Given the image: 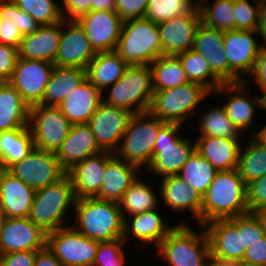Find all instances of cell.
Returning a JSON list of instances; mask_svg holds the SVG:
<instances>
[{
	"label": "cell",
	"instance_id": "obj_1",
	"mask_svg": "<svg viewBox=\"0 0 266 266\" xmlns=\"http://www.w3.org/2000/svg\"><path fill=\"white\" fill-rule=\"evenodd\" d=\"M73 212L72 226L85 237L97 242L123 238L124 218L118 202L82 198L76 200Z\"/></svg>",
	"mask_w": 266,
	"mask_h": 266
},
{
	"label": "cell",
	"instance_id": "obj_2",
	"mask_svg": "<svg viewBox=\"0 0 266 266\" xmlns=\"http://www.w3.org/2000/svg\"><path fill=\"white\" fill-rule=\"evenodd\" d=\"M247 212L246 184L237 169L218 171L202 196V225Z\"/></svg>",
	"mask_w": 266,
	"mask_h": 266
},
{
	"label": "cell",
	"instance_id": "obj_3",
	"mask_svg": "<svg viewBox=\"0 0 266 266\" xmlns=\"http://www.w3.org/2000/svg\"><path fill=\"white\" fill-rule=\"evenodd\" d=\"M198 228L201 232H196L188 221L177 223L156 248L159 259L169 266H207L211 256L209 239L204 226Z\"/></svg>",
	"mask_w": 266,
	"mask_h": 266
},
{
	"label": "cell",
	"instance_id": "obj_4",
	"mask_svg": "<svg viewBox=\"0 0 266 266\" xmlns=\"http://www.w3.org/2000/svg\"><path fill=\"white\" fill-rule=\"evenodd\" d=\"M75 202L73 184L66 174L57 182L35 190L28 218L46 233L52 232L70 224L66 218L71 219L69 211L72 213Z\"/></svg>",
	"mask_w": 266,
	"mask_h": 266
},
{
	"label": "cell",
	"instance_id": "obj_5",
	"mask_svg": "<svg viewBox=\"0 0 266 266\" xmlns=\"http://www.w3.org/2000/svg\"><path fill=\"white\" fill-rule=\"evenodd\" d=\"M108 89L109 93L102 92L105 104L124 108L133 114L147 112L154 93L150 66L129 65L123 76Z\"/></svg>",
	"mask_w": 266,
	"mask_h": 266
},
{
	"label": "cell",
	"instance_id": "obj_6",
	"mask_svg": "<svg viewBox=\"0 0 266 266\" xmlns=\"http://www.w3.org/2000/svg\"><path fill=\"white\" fill-rule=\"evenodd\" d=\"M210 95L212 93L203 85L187 82L177 87L155 91L148 111L163 122L182 125Z\"/></svg>",
	"mask_w": 266,
	"mask_h": 266
},
{
	"label": "cell",
	"instance_id": "obj_7",
	"mask_svg": "<svg viewBox=\"0 0 266 266\" xmlns=\"http://www.w3.org/2000/svg\"><path fill=\"white\" fill-rule=\"evenodd\" d=\"M115 51L128 65H150L163 55L158 24L146 18L125 21Z\"/></svg>",
	"mask_w": 266,
	"mask_h": 266
},
{
	"label": "cell",
	"instance_id": "obj_8",
	"mask_svg": "<svg viewBox=\"0 0 266 266\" xmlns=\"http://www.w3.org/2000/svg\"><path fill=\"white\" fill-rule=\"evenodd\" d=\"M164 123L149 111L133 114L114 154L144 172L152 162L157 132Z\"/></svg>",
	"mask_w": 266,
	"mask_h": 266
},
{
	"label": "cell",
	"instance_id": "obj_9",
	"mask_svg": "<svg viewBox=\"0 0 266 266\" xmlns=\"http://www.w3.org/2000/svg\"><path fill=\"white\" fill-rule=\"evenodd\" d=\"M183 125L165 122L157 132L153 159L144 172L161 177L176 175L195 152V140L177 134Z\"/></svg>",
	"mask_w": 266,
	"mask_h": 266
},
{
	"label": "cell",
	"instance_id": "obj_10",
	"mask_svg": "<svg viewBox=\"0 0 266 266\" xmlns=\"http://www.w3.org/2000/svg\"><path fill=\"white\" fill-rule=\"evenodd\" d=\"M71 125L58 106L38 104L29 108L28 126L35 149L56 153L68 136Z\"/></svg>",
	"mask_w": 266,
	"mask_h": 266
},
{
	"label": "cell",
	"instance_id": "obj_11",
	"mask_svg": "<svg viewBox=\"0 0 266 266\" xmlns=\"http://www.w3.org/2000/svg\"><path fill=\"white\" fill-rule=\"evenodd\" d=\"M46 246L63 266H93L99 242L68 225L47 233Z\"/></svg>",
	"mask_w": 266,
	"mask_h": 266
},
{
	"label": "cell",
	"instance_id": "obj_12",
	"mask_svg": "<svg viewBox=\"0 0 266 266\" xmlns=\"http://www.w3.org/2000/svg\"><path fill=\"white\" fill-rule=\"evenodd\" d=\"M257 36L259 35L255 31H224L223 46L228 58V83L251 82L249 75L262 45L261 42L258 43Z\"/></svg>",
	"mask_w": 266,
	"mask_h": 266
},
{
	"label": "cell",
	"instance_id": "obj_13",
	"mask_svg": "<svg viewBox=\"0 0 266 266\" xmlns=\"http://www.w3.org/2000/svg\"><path fill=\"white\" fill-rule=\"evenodd\" d=\"M7 170L34 190L55 183L67 174L55 153L35 148L27 157L14 163Z\"/></svg>",
	"mask_w": 266,
	"mask_h": 266
},
{
	"label": "cell",
	"instance_id": "obj_14",
	"mask_svg": "<svg viewBox=\"0 0 266 266\" xmlns=\"http://www.w3.org/2000/svg\"><path fill=\"white\" fill-rule=\"evenodd\" d=\"M248 86L251 85L244 81L222 84L212 94L225 95L226 103L222 106L228 118L242 133L247 130L252 135L258 127L253 120L256 107L262 109V96H251Z\"/></svg>",
	"mask_w": 266,
	"mask_h": 266
},
{
	"label": "cell",
	"instance_id": "obj_15",
	"mask_svg": "<svg viewBox=\"0 0 266 266\" xmlns=\"http://www.w3.org/2000/svg\"><path fill=\"white\" fill-rule=\"evenodd\" d=\"M133 113L101 102L88 122L101 151L115 153Z\"/></svg>",
	"mask_w": 266,
	"mask_h": 266
},
{
	"label": "cell",
	"instance_id": "obj_16",
	"mask_svg": "<svg viewBox=\"0 0 266 266\" xmlns=\"http://www.w3.org/2000/svg\"><path fill=\"white\" fill-rule=\"evenodd\" d=\"M54 66L43 60L18 58L9 83L29 107L38 105L42 102Z\"/></svg>",
	"mask_w": 266,
	"mask_h": 266
},
{
	"label": "cell",
	"instance_id": "obj_17",
	"mask_svg": "<svg viewBox=\"0 0 266 266\" xmlns=\"http://www.w3.org/2000/svg\"><path fill=\"white\" fill-rule=\"evenodd\" d=\"M201 16L197 5L188 13L158 23L163 55H178L193 49Z\"/></svg>",
	"mask_w": 266,
	"mask_h": 266
},
{
	"label": "cell",
	"instance_id": "obj_18",
	"mask_svg": "<svg viewBox=\"0 0 266 266\" xmlns=\"http://www.w3.org/2000/svg\"><path fill=\"white\" fill-rule=\"evenodd\" d=\"M95 52L115 51L124 21L116 12L90 11L76 20Z\"/></svg>",
	"mask_w": 266,
	"mask_h": 266
},
{
	"label": "cell",
	"instance_id": "obj_19",
	"mask_svg": "<svg viewBox=\"0 0 266 266\" xmlns=\"http://www.w3.org/2000/svg\"><path fill=\"white\" fill-rule=\"evenodd\" d=\"M95 54L80 24L76 20L63 19L55 65L86 69Z\"/></svg>",
	"mask_w": 266,
	"mask_h": 266
},
{
	"label": "cell",
	"instance_id": "obj_20",
	"mask_svg": "<svg viewBox=\"0 0 266 266\" xmlns=\"http://www.w3.org/2000/svg\"><path fill=\"white\" fill-rule=\"evenodd\" d=\"M158 195L171 212L189 211L195 223L202 225V196L177 174L160 178Z\"/></svg>",
	"mask_w": 266,
	"mask_h": 266
},
{
	"label": "cell",
	"instance_id": "obj_21",
	"mask_svg": "<svg viewBox=\"0 0 266 266\" xmlns=\"http://www.w3.org/2000/svg\"><path fill=\"white\" fill-rule=\"evenodd\" d=\"M46 242L47 233L28 217H7L0 237V254L42 250L46 247Z\"/></svg>",
	"mask_w": 266,
	"mask_h": 266
},
{
	"label": "cell",
	"instance_id": "obj_22",
	"mask_svg": "<svg viewBox=\"0 0 266 266\" xmlns=\"http://www.w3.org/2000/svg\"><path fill=\"white\" fill-rule=\"evenodd\" d=\"M159 208L127 216L124 219L123 239L127 243L129 238L142 242L146 248L155 246L156 249L162 240L177 226L170 225L164 216H161ZM160 213V214H159Z\"/></svg>",
	"mask_w": 266,
	"mask_h": 266
},
{
	"label": "cell",
	"instance_id": "obj_23",
	"mask_svg": "<svg viewBox=\"0 0 266 266\" xmlns=\"http://www.w3.org/2000/svg\"><path fill=\"white\" fill-rule=\"evenodd\" d=\"M210 244V257L241 262L245 254L242 231L230 219H217L203 225Z\"/></svg>",
	"mask_w": 266,
	"mask_h": 266
},
{
	"label": "cell",
	"instance_id": "obj_24",
	"mask_svg": "<svg viewBox=\"0 0 266 266\" xmlns=\"http://www.w3.org/2000/svg\"><path fill=\"white\" fill-rule=\"evenodd\" d=\"M113 153L101 151L75 164L67 174L70 176L76 200L94 198L98 195L104 180L106 162Z\"/></svg>",
	"mask_w": 266,
	"mask_h": 266
},
{
	"label": "cell",
	"instance_id": "obj_25",
	"mask_svg": "<svg viewBox=\"0 0 266 266\" xmlns=\"http://www.w3.org/2000/svg\"><path fill=\"white\" fill-rule=\"evenodd\" d=\"M35 190L7 169L0 172V210L9 218H26Z\"/></svg>",
	"mask_w": 266,
	"mask_h": 266
},
{
	"label": "cell",
	"instance_id": "obj_26",
	"mask_svg": "<svg viewBox=\"0 0 266 266\" xmlns=\"http://www.w3.org/2000/svg\"><path fill=\"white\" fill-rule=\"evenodd\" d=\"M94 134L88 123L72 124L66 139L55 153L61 166L70 170L87 157L100 153Z\"/></svg>",
	"mask_w": 266,
	"mask_h": 266
},
{
	"label": "cell",
	"instance_id": "obj_27",
	"mask_svg": "<svg viewBox=\"0 0 266 266\" xmlns=\"http://www.w3.org/2000/svg\"><path fill=\"white\" fill-rule=\"evenodd\" d=\"M61 34L62 21L39 26L33 33L23 36L18 48L19 58L43 60L55 65Z\"/></svg>",
	"mask_w": 266,
	"mask_h": 266
},
{
	"label": "cell",
	"instance_id": "obj_28",
	"mask_svg": "<svg viewBox=\"0 0 266 266\" xmlns=\"http://www.w3.org/2000/svg\"><path fill=\"white\" fill-rule=\"evenodd\" d=\"M39 24L13 0H0V43L19 48L23 36L37 30Z\"/></svg>",
	"mask_w": 266,
	"mask_h": 266
},
{
	"label": "cell",
	"instance_id": "obj_29",
	"mask_svg": "<svg viewBox=\"0 0 266 266\" xmlns=\"http://www.w3.org/2000/svg\"><path fill=\"white\" fill-rule=\"evenodd\" d=\"M223 39L224 31L201 23L196 32L193 49L209 62L212 72L227 84L228 58L224 52Z\"/></svg>",
	"mask_w": 266,
	"mask_h": 266
},
{
	"label": "cell",
	"instance_id": "obj_30",
	"mask_svg": "<svg viewBox=\"0 0 266 266\" xmlns=\"http://www.w3.org/2000/svg\"><path fill=\"white\" fill-rule=\"evenodd\" d=\"M143 171L115 154L106 162L104 180L98 195L100 200L119 202L137 176Z\"/></svg>",
	"mask_w": 266,
	"mask_h": 266
},
{
	"label": "cell",
	"instance_id": "obj_31",
	"mask_svg": "<svg viewBox=\"0 0 266 266\" xmlns=\"http://www.w3.org/2000/svg\"><path fill=\"white\" fill-rule=\"evenodd\" d=\"M242 140L212 136L197 137L195 150L208 160L217 171L237 169Z\"/></svg>",
	"mask_w": 266,
	"mask_h": 266
},
{
	"label": "cell",
	"instance_id": "obj_32",
	"mask_svg": "<svg viewBox=\"0 0 266 266\" xmlns=\"http://www.w3.org/2000/svg\"><path fill=\"white\" fill-rule=\"evenodd\" d=\"M102 102V92L87 79L58 106L71 124L88 123Z\"/></svg>",
	"mask_w": 266,
	"mask_h": 266
},
{
	"label": "cell",
	"instance_id": "obj_33",
	"mask_svg": "<svg viewBox=\"0 0 266 266\" xmlns=\"http://www.w3.org/2000/svg\"><path fill=\"white\" fill-rule=\"evenodd\" d=\"M128 66L116 51L96 52L86 68V79L103 92L123 76Z\"/></svg>",
	"mask_w": 266,
	"mask_h": 266
},
{
	"label": "cell",
	"instance_id": "obj_34",
	"mask_svg": "<svg viewBox=\"0 0 266 266\" xmlns=\"http://www.w3.org/2000/svg\"><path fill=\"white\" fill-rule=\"evenodd\" d=\"M85 80L86 69L55 65L40 104L59 106L61 102Z\"/></svg>",
	"mask_w": 266,
	"mask_h": 266
},
{
	"label": "cell",
	"instance_id": "obj_35",
	"mask_svg": "<svg viewBox=\"0 0 266 266\" xmlns=\"http://www.w3.org/2000/svg\"><path fill=\"white\" fill-rule=\"evenodd\" d=\"M29 108L9 82L0 83V132L27 127Z\"/></svg>",
	"mask_w": 266,
	"mask_h": 266
},
{
	"label": "cell",
	"instance_id": "obj_36",
	"mask_svg": "<svg viewBox=\"0 0 266 266\" xmlns=\"http://www.w3.org/2000/svg\"><path fill=\"white\" fill-rule=\"evenodd\" d=\"M29 126L0 132V164L8 169L14 163L27 157L34 149Z\"/></svg>",
	"mask_w": 266,
	"mask_h": 266
},
{
	"label": "cell",
	"instance_id": "obj_37",
	"mask_svg": "<svg viewBox=\"0 0 266 266\" xmlns=\"http://www.w3.org/2000/svg\"><path fill=\"white\" fill-rule=\"evenodd\" d=\"M148 184L150 183L142 180L139 174L125 191L121 200L118 202L124 219L127 216L151 211L160 207V202L158 204L160 197L151 188L153 186Z\"/></svg>",
	"mask_w": 266,
	"mask_h": 266
},
{
	"label": "cell",
	"instance_id": "obj_38",
	"mask_svg": "<svg viewBox=\"0 0 266 266\" xmlns=\"http://www.w3.org/2000/svg\"><path fill=\"white\" fill-rule=\"evenodd\" d=\"M153 91L165 90L183 85L188 81L182 63L176 55H162L150 65Z\"/></svg>",
	"mask_w": 266,
	"mask_h": 266
},
{
	"label": "cell",
	"instance_id": "obj_39",
	"mask_svg": "<svg viewBox=\"0 0 266 266\" xmlns=\"http://www.w3.org/2000/svg\"><path fill=\"white\" fill-rule=\"evenodd\" d=\"M203 115L197 124L199 129V136H212L218 138H229L234 140H241L243 133L231 122L228 118L223 106L210 107L204 110Z\"/></svg>",
	"mask_w": 266,
	"mask_h": 266
},
{
	"label": "cell",
	"instance_id": "obj_40",
	"mask_svg": "<svg viewBox=\"0 0 266 266\" xmlns=\"http://www.w3.org/2000/svg\"><path fill=\"white\" fill-rule=\"evenodd\" d=\"M201 23L222 31L235 30L234 0H197Z\"/></svg>",
	"mask_w": 266,
	"mask_h": 266
},
{
	"label": "cell",
	"instance_id": "obj_41",
	"mask_svg": "<svg viewBox=\"0 0 266 266\" xmlns=\"http://www.w3.org/2000/svg\"><path fill=\"white\" fill-rule=\"evenodd\" d=\"M217 172L213 165L195 150L177 175L203 196Z\"/></svg>",
	"mask_w": 266,
	"mask_h": 266
},
{
	"label": "cell",
	"instance_id": "obj_42",
	"mask_svg": "<svg viewBox=\"0 0 266 266\" xmlns=\"http://www.w3.org/2000/svg\"><path fill=\"white\" fill-rule=\"evenodd\" d=\"M185 70L188 81L203 85L213 93L224 84L211 70L209 62L194 49L177 55Z\"/></svg>",
	"mask_w": 266,
	"mask_h": 266
},
{
	"label": "cell",
	"instance_id": "obj_43",
	"mask_svg": "<svg viewBox=\"0 0 266 266\" xmlns=\"http://www.w3.org/2000/svg\"><path fill=\"white\" fill-rule=\"evenodd\" d=\"M247 145L245 149L241 147L237 165V171L245 184L266 175V148L252 137Z\"/></svg>",
	"mask_w": 266,
	"mask_h": 266
},
{
	"label": "cell",
	"instance_id": "obj_44",
	"mask_svg": "<svg viewBox=\"0 0 266 266\" xmlns=\"http://www.w3.org/2000/svg\"><path fill=\"white\" fill-rule=\"evenodd\" d=\"M197 0H149L146 19L158 24L190 12Z\"/></svg>",
	"mask_w": 266,
	"mask_h": 266
},
{
	"label": "cell",
	"instance_id": "obj_45",
	"mask_svg": "<svg viewBox=\"0 0 266 266\" xmlns=\"http://www.w3.org/2000/svg\"><path fill=\"white\" fill-rule=\"evenodd\" d=\"M21 9L30 14L39 24L51 25L63 20L59 6L54 0H13Z\"/></svg>",
	"mask_w": 266,
	"mask_h": 266
},
{
	"label": "cell",
	"instance_id": "obj_46",
	"mask_svg": "<svg viewBox=\"0 0 266 266\" xmlns=\"http://www.w3.org/2000/svg\"><path fill=\"white\" fill-rule=\"evenodd\" d=\"M125 243L123 238L99 242L93 266H125Z\"/></svg>",
	"mask_w": 266,
	"mask_h": 266
},
{
	"label": "cell",
	"instance_id": "obj_47",
	"mask_svg": "<svg viewBox=\"0 0 266 266\" xmlns=\"http://www.w3.org/2000/svg\"><path fill=\"white\" fill-rule=\"evenodd\" d=\"M242 231L243 246L248 249L265 236L260 220L254 212L229 218Z\"/></svg>",
	"mask_w": 266,
	"mask_h": 266
},
{
	"label": "cell",
	"instance_id": "obj_48",
	"mask_svg": "<svg viewBox=\"0 0 266 266\" xmlns=\"http://www.w3.org/2000/svg\"><path fill=\"white\" fill-rule=\"evenodd\" d=\"M258 8L259 0H234L235 30L255 31Z\"/></svg>",
	"mask_w": 266,
	"mask_h": 266
},
{
	"label": "cell",
	"instance_id": "obj_49",
	"mask_svg": "<svg viewBox=\"0 0 266 266\" xmlns=\"http://www.w3.org/2000/svg\"><path fill=\"white\" fill-rule=\"evenodd\" d=\"M246 202L248 212L266 207V175L246 184Z\"/></svg>",
	"mask_w": 266,
	"mask_h": 266
},
{
	"label": "cell",
	"instance_id": "obj_50",
	"mask_svg": "<svg viewBox=\"0 0 266 266\" xmlns=\"http://www.w3.org/2000/svg\"><path fill=\"white\" fill-rule=\"evenodd\" d=\"M149 0H116V13L125 22L144 18Z\"/></svg>",
	"mask_w": 266,
	"mask_h": 266
},
{
	"label": "cell",
	"instance_id": "obj_51",
	"mask_svg": "<svg viewBox=\"0 0 266 266\" xmlns=\"http://www.w3.org/2000/svg\"><path fill=\"white\" fill-rule=\"evenodd\" d=\"M18 58V48L0 43V83L9 82Z\"/></svg>",
	"mask_w": 266,
	"mask_h": 266
},
{
	"label": "cell",
	"instance_id": "obj_52",
	"mask_svg": "<svg viewBox=\"0 0 266 266\" xmlns=\"http://www.w3.org/2000/svg\"><path fill=\"white\" fill-rule=\"evenodd\" d=\"M59 6L63 19L77 20L87 12L92 11V0H61Z\"/></svg>",
	"mask_w": 266,
	"mask_h": 266
},
{
	"label": "cell",
	"instance_id": "obj_53",
	"mask_svg": "<svg viewBox=\"0 0 266 266\" xmlns=\"http://www.w3.org/2000/svg\"><path fill=\"white\" fill-rule=\"evenodd\" d=\"M37 251L39 250L0 254V266H34Z\"/></svg>",
	"mask_w": 266,
	"mask_h": 266
},
{
	"label": "cell",
	"instance_id": "obj_54",
	"mask_svg": "<svg viewBox=\"0 0 266 266\" xmlns=\"http://www.w3.org/2000/svg\"><path fill=\"white\" fill-rule=\"evenodd\" d=\"M249 76L250 78L253 76L251 79L258 87L257 90L259 89L261 93L266 90V44L261 45L254 68Z\"/></svg>",
	"mask_w": 266,
	"mask_h": 266
},
{
	"label": "cell",
	"instance_id": "obj_55",
	"mask_svg": "<svg viewBox=\"0 0 266 266\" xmlns=\"http://www.w3.org/2000/svg\"><path fill=\"white\" fill-rule=\"evenodd\" d=\"M242 263L266 266V235L245 250Z\"/></svg>",
	"mask_w": 266,
	"mask_h": 266
},
{
	"label": "cell",
	"instance_id": "obj_56",
	"mask_svg": "<svg viewBox=\"0 0 266 266\" xmlns=\"http://www.w3.org/2000/svg\"><path fill=\"white\" fill-rule=\"evenodd\" d=\"M34 266H63L60 261L46 246L42 250L37 251Z\"/></svg>",
	"mask_w": 266,
	"mask_h": 266
},
{
	"label": "cell",
	"instance_id": "obj_57",
	"mask_svg": "<svg viewBox=\"0 0 266 266\" xmlns=\"http://www.w3.org/2000/svg\"><path fill=\"white\" fill-rule=\"evenodd\" d=\"M255 32L262 44H266V0H259L258 19Z\"/></svg>",
	"mask_w": 266,
	"mask_h": 266
},
{
	"label": "cell",
	"instance_id": "obj_58",
	"mask_svg": "<svg viewBox=\"0 0 266 266\" xmlns=\"http://www.w3.org/2000/svg\"><path fill=\"white\" fill-rule=\"evenodd\" d=\"M116 12V0H92V11Z\"/></svg>",
	"mask_w": 266,
	"mask_h": 266
},
{
	"label": "cell",
	"instance_id": "obj_59",
	"mask_svg": "<svg viewBox=\"0 0 266 266\" xmlns=\"http://www.w3.org/2000/svg\"><path fill=\"white\" fill-rule=\"evenodd\" d=\"M258 144L266 148V124L261 129L256 128L255 132L250 135Z\"/></svg>",
	"mask_w": 266,
	"mask_h": 266
},
{
	"label": "cell",
	"instance_id": "obj_60",
	"mask_svg": "<svg viewBox=\"0 0 266 266\" xmlns=\"http://www.w3.org/2000/svg\"><path fill=\"white\" fill-rule=\"evenodd\" d=\"M207 266H238V262L210 257L208 259Z\"/></svg>",
	"mask_w": 266,
	"mask_h": 266
},
{
	"label": "cell",
	"instance_id": "obj_61",
	"mask_svg": "<svg viewBox=\"0 0 266 266\" xmlns=\"http://www.w3.org/2000/svg\"><path fill=\"white\" fill-rule=\"evenodd\" d=\"M255 215L260 220L264 233L266 235V207L256 210Z\"/></svg>",
	"mask_w": 266,
	"mask_h": 266
},
{
	"label": "cell",
	"instance_id": "obj_62",
	"mask_svg": "<svg viewBox=\"0 0 266 266\" xmlns=\"http://www.w3.org/2000/svg\"><path fill=\"white\" fill-rule=\"evenodd\" d=\"M6 218L7 216L0 210V237H1V233H2Z\"/></svg>",
	"mask_w": 266,
	"mask_h": 266
},
{
	"label": "cell",
	"instance_id": "obj_63",
	"mask_svg": "<svg viewBox=\"0 0 266 266\" xmlns=\"http://www.w3.org/2000/svg\"><path fill=\"white\" fill-rule=\"evenodd\" d=\"M262 111L266 110V90L262 92Z\"/></svg>",
	"mask_w": 266,
	"mask_h": 266
},
{
	"label": "cell",
	"instance_id": "obj_64",
	"mask_svg": "<svg viewBox=\"0 0 266 266\" xmlns=\"http://www.w3.org/2000/svg\"><path fill=\"white\" fill-rule=\"evenodd\" d=\"M238 266H260V265H254V264H248V263L239 262Z\"/></svg>",
	"mask_w": 266,
	"mask_h": 266
}]
</instances>
